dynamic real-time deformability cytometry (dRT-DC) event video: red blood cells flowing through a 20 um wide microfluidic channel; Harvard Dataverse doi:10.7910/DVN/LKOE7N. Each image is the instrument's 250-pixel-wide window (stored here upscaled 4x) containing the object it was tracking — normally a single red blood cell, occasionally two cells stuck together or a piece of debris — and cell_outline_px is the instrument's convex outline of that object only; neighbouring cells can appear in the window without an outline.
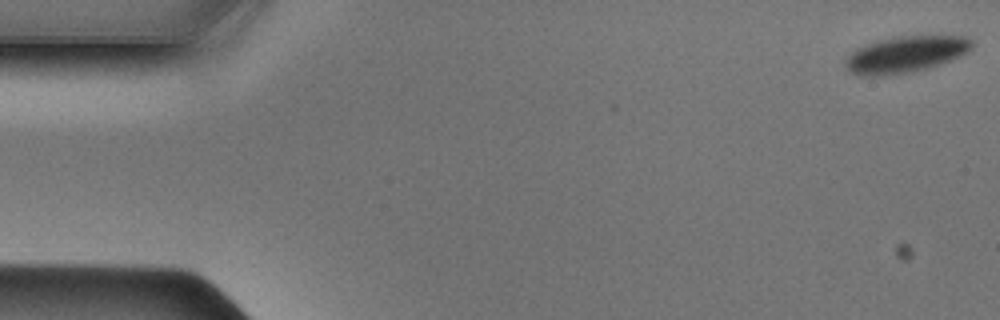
{"species": "Egyptian fruit bat (a non-hibernating species)", "species_latin": "Rousettus aegyptiacus", "temperature_condition": "cold", "stored_images_in_passage": 44, "camera_frame_rate_fps": 3000, "um_per_image_px": 0.085, "animal": {"sex": "male"}, "frame": {"image": 1, "passage_image": 1, "time_ms": 0.0, "image_size_px": [1000, 320], "cell_outline_px": [[972, 48], [968, 52], [960, 56], [940, 64], [908, 72], [884, 76], [860, 76], [848, 72], [844, 64], [844, 60], [856, 48], [876, 40], [900, 36], [964, 36], [972, 40]], "centroid_in_image_um": [76.92, 4.62], "position_along_channel_um": 8.1, "area_um2": 26.88}}
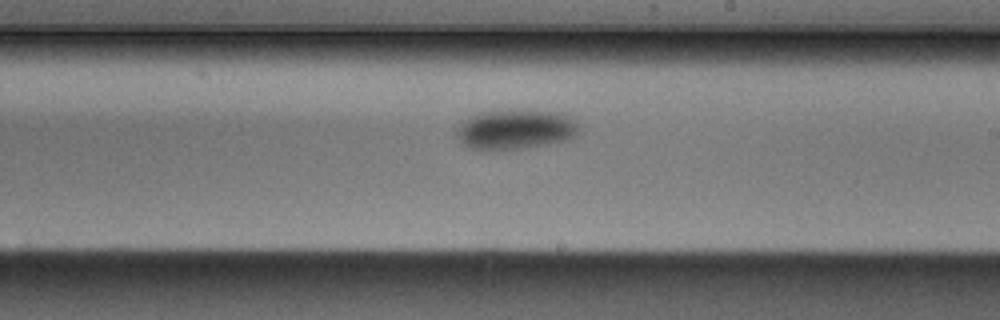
{"frame": {"image": 2, "passage_image": 28, "time_ms": 9.0, "image_size_px": [1000, 320], "cell_outline_px": [[580, 128], [572, 136], [564, 140], [548, 144], [524, 148], [472, 148], [464, 144], [456, 136], [456, 128], [460, 124], [476, 112], [508, 108], [516, 108], [556, 112], [572, 116]], "centroid_in_image_um": [43.81, 10.93], "position_along_channel_um": 245.2, "area_um2": 28.5}}
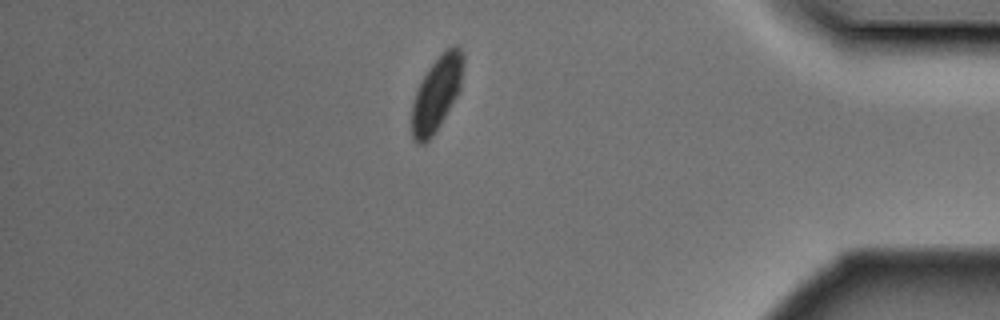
{"frame": {"image": 3, "passage_image": 42, "time_ms": 13.667, "image_size_px": [1000, 320], "cell_outline_px": [[464, 60], [460, 88], [456, 96], [440, 124], [432, 136], [424, 144], [416, 144], [412, 136], [412, 104], [416, 92], [428, 68], [448, 48], [456, 44], [460, 48], [464, 56]], "centroid_in_image_um": [37.11, 7.97], "position_along_channel_um": 398.1, "area_um2": 21.85}}